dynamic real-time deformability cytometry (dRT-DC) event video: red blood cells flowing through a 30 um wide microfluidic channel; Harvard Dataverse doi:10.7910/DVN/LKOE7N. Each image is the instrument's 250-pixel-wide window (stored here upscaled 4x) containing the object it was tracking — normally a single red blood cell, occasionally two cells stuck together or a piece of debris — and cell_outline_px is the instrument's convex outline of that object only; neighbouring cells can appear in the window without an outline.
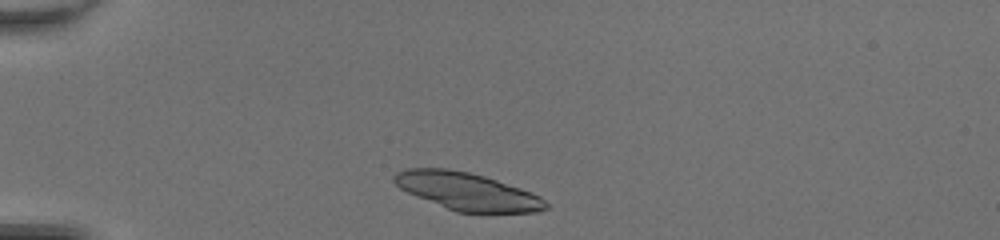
{"species": "common noctule bat (a hibernating species)", "species_latin": "Nyctalus noctula", "temperature_condition": "room temperature", "stored_images_in_passage": 34, "camera_frame_rate_fps": 3000, "um_per_image_px": 0.085, "animal": {"sex": "female", "body_mass_g": 20.0, "forearm_length_mm": 54.0}, "frame": {"image": 1, "passage_image": 2, "time_ms": 0.333, "image_size_px": [1000, 240], "cell_outline_px": [[548, 208], [540, 212], [484, 216], [480, 216], [456, 212], [416, 196], [400, 188], [392, 180], [392, 176], [396, 172], [408, 168], [448, 168], [468, 172], [484, 176], [532, 192], [540, 196], [548, 204]], "centroid_in_image_um": [39.78, 16.33], "position_along_channel_um": 45.2, "area_um2": 34.28}}